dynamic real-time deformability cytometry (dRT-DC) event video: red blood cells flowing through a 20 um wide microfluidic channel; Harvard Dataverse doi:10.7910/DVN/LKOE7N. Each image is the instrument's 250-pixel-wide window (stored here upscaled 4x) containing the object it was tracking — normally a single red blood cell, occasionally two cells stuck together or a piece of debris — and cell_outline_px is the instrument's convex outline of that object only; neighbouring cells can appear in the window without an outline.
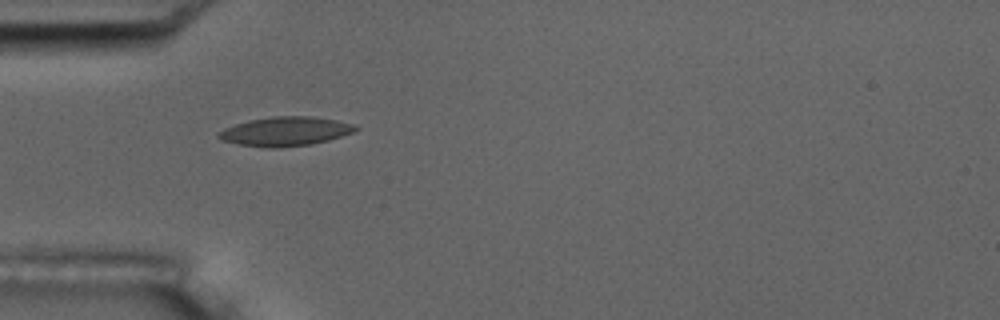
{"species": "common noctule bat (a hibernating species)", "species_latin": "Nyctalus noctula", "temperature_condition": "room temperature", "stored_images_in_passage": 6, "camera_frame_rate_fps": 3000, "um_per_image_px": 0.085, "animal": {"sex": "male", "body_mass_g": 17.5, "forearm_length_mm": 52.3}, "frame": {"image": 1, "passage_image": 5, "time_ms": 1.333, "image_size_px": [1000, 320], "cell_outline_px": [[360, 128], [352, 132], [328, 140], [312, 144], [280, 148], [268, 148], [240, 144], [220, 140], [216, 136], [224, 128], [248, 120], [272, 116], [312, 116], [336, 120], [352, 124]], "centroid_in_image_um": [24.23, 11.17], "position_along_channel_um": 60.8, "area_um2": 23.18}}